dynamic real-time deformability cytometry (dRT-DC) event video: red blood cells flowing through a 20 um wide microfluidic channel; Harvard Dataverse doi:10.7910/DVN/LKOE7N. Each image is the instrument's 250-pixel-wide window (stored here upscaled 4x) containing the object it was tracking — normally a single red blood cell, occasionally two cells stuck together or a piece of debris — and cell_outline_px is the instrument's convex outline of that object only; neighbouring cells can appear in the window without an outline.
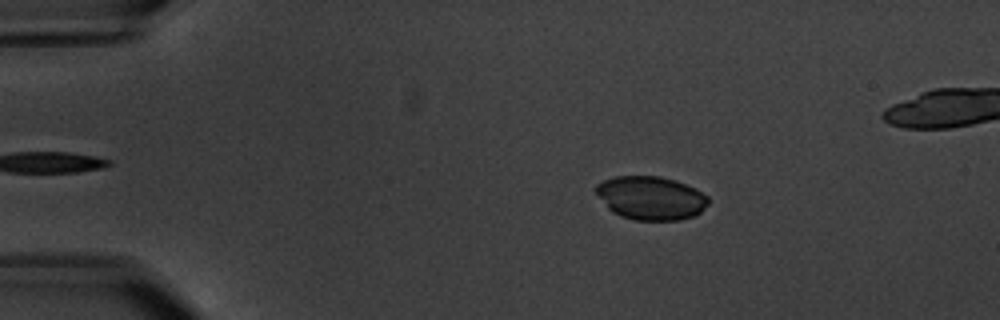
{"species": "common noctule bat (a hibernating species)", "species_latin": "Nyctalus noctula", "temperature_condition": "warm", "stored_images_in_passage": 5, "camera_frame_rate_fps": 3000, "um_per_image_px": 0.085, "animal": {"sex": "male", "body_mass_g": 20.1, "forearm_length_mm": 53.5}, "frame": {"image": 1, "passage_image": 2, "time_ms": 1.0, "image_size_px": [1000, 320], "cell_outline_px": [[708, 204], [700, 212], [692, 216], [680, 220], [636, 220], [620, 216], [612, 212], [608, 208], [596, 192], [596, 184], [604, 180], [616, 176], [660, 176], [676, 180], [708, 196]], "centroid_in_image_um": [55.3, 16.83], "position_along_channel_um": 29.7, "area_um2": 28.26}}